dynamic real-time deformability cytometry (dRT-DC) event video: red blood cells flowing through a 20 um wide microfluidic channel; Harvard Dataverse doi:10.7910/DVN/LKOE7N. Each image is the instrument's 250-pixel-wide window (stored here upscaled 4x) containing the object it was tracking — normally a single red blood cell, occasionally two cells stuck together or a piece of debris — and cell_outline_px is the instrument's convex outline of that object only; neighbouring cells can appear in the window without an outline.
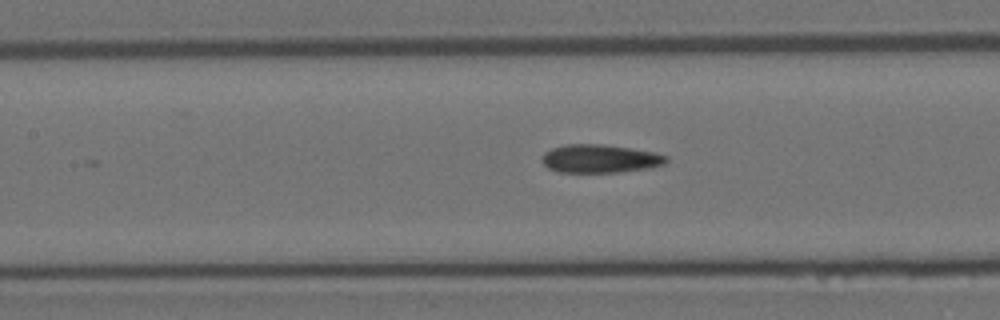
{"species": "Egyptian fruit bat (a non-hibernating species)", "species_latin": "Rousettus aegyptiacus", "temperature_condition": "room temperature", "stored_images_in_passage": 5, "camera_frame_rate_fps": 3000, "um_per_image_px": 0.085, "animal": {"sex": "female"}, "frame": {"image": 1, "passage_image": 5, "time_ms": 1.333, "image_size_px": [1000, 320], "cell_outline_px": [[668, 160], [664, 164], [648, 168], [616, 172], [560, 172], [548, 168], [540, 160], [544, 152], [552, 148], [564, 144], [600, 144], [632, 148], [656, 152], [668, 156]], "centroid_in_image_um": [50.99, 13.48], "position_along_channel_um": 156.4, "area_um2": 20.58}}